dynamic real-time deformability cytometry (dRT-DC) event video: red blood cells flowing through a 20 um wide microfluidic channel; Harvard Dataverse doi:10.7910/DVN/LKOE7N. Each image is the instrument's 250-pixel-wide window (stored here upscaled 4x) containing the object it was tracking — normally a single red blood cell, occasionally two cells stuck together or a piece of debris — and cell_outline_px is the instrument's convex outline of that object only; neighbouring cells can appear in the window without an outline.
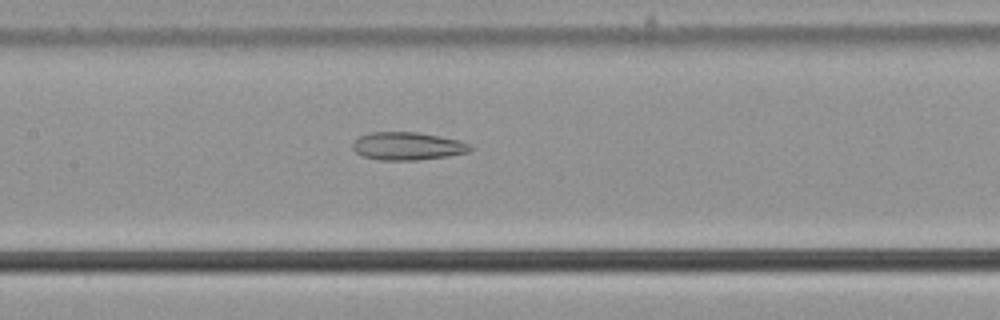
{"species": "common noctule bat (a hibernating species)", "species_latin": "Nyctalus noctula", "temperature_condition": "cold", "stored_images_in_passage": 23, "camera_frame_rate_fps": 3000, "um_per_image_px": 0.085, "animal": {"sex": "male", "body_mass_g": 21.5, "forearm_length_mm": 52.0}, "frame": {"image": 1, "passage_image": 15, "time_ms": 4.667, "image_size_px": [1000, 320], "cell_outline_px": [[472, 148], [468, 152], [448, 156], [416, 160], [380, 160], [364, 156], [356, 152], [352, 148], [352, 144], [360, 136], [372, 132], [420, 132], [460, 140], [468, 144]], "centroid_in_image_um": [34.65, 12.41], "position_along_channel_um": 172.8, "area_um2": 19.02}}
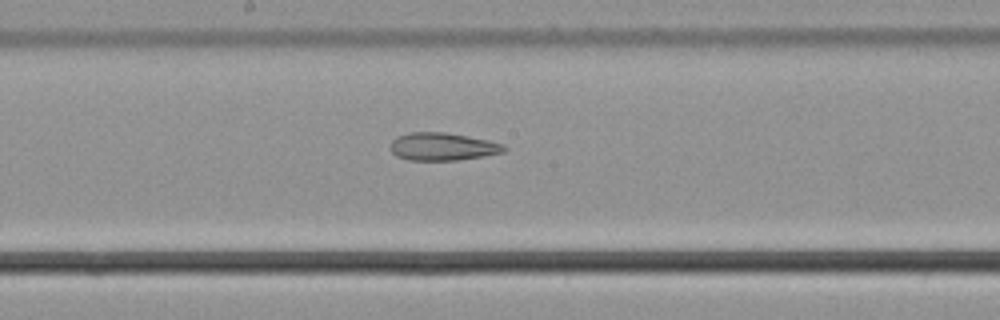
{"frame": {"image": 2, "passage_image": 18, "time_ms": 5.667, "image_size_px": [1000, 320], "cell_outline_px": [[508, 148], [504, 152], [484, 156], [456, 160], [408, 160], [396, 156], [392, 152], [392, 140], [396, 136], [408, 132], [444, 132], [468, 136], [488, 140], [504, 144]], "centroid_in_image_um": [37.63, 12.46], "position_along_channel_um": 210.6, "area_um2": 18.44}}
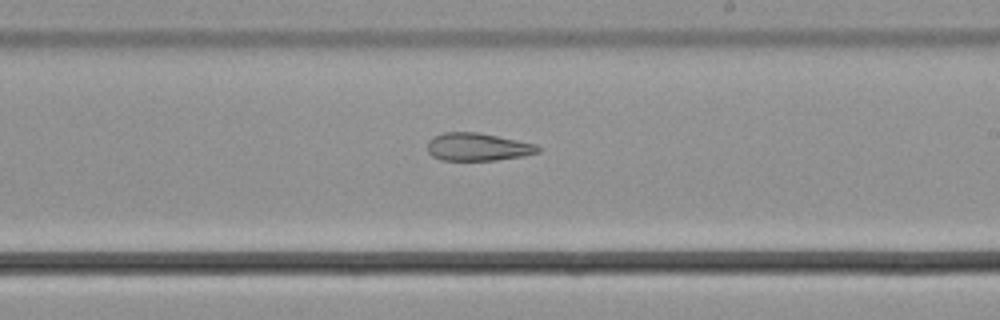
{"frame": {"image": 3, "passage_image": 21, "time_ms": 6.667, "image_size_px": [1000, 320], "cell_outline_px": [[540, 152], [520, 156], [496, 160], [440, 160], [432, 156], [428, 152], [428, 140], [432, 136], [444, 132], [476, 132], [536, 144], [540, 148]], "centroid_in_image_um": [40.55, 12.49], "position_along_channel_um": 248.4, "area_um2": 17.8}}